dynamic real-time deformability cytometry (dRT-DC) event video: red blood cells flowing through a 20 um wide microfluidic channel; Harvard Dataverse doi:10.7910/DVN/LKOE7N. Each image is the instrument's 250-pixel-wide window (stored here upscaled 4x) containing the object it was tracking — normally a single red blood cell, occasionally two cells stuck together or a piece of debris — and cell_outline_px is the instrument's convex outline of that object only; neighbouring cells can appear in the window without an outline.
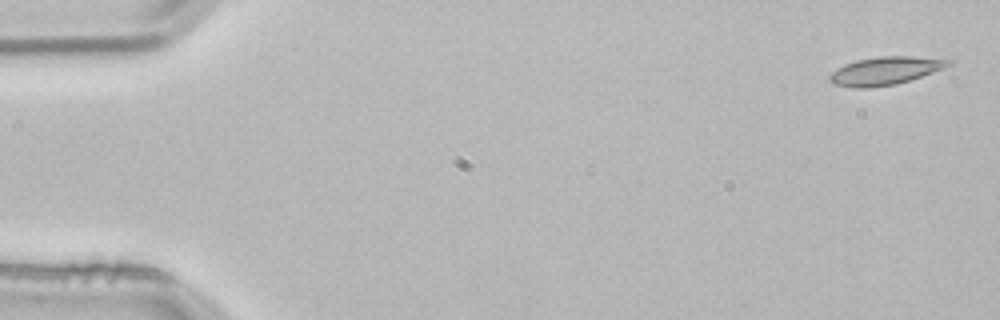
{"species": "common noctule bat (a hibernating species)", "species_latin": "Nyctalus noctula", "temperature_condition": "room temperature", "stored_images_in_passage": 4, "camera_frame_rate_fps": 3000, "um_per_image_px": 0.085, "animal": {"sex": "male", "body_mass_g": 21.5, "forearm_length_mm": 52.0}, "frame": {"image": 1, "passage_image": 1, "time_ms": 0.0, "image_size_px": [1000, 320], "cell_outline_px": [[952, 64], [944, 68], [896, 84], [868, 88], [852, 88], [836, 84], [828, 80], [828, 76], [832, 72], [844, 64], [856, 60], [880, 56], [912, 56], [952, 60]], "centroid_in_image_um": [75.21, 6.01], "position_along_channel_um": 9.8, "area_um2": 19.25}}